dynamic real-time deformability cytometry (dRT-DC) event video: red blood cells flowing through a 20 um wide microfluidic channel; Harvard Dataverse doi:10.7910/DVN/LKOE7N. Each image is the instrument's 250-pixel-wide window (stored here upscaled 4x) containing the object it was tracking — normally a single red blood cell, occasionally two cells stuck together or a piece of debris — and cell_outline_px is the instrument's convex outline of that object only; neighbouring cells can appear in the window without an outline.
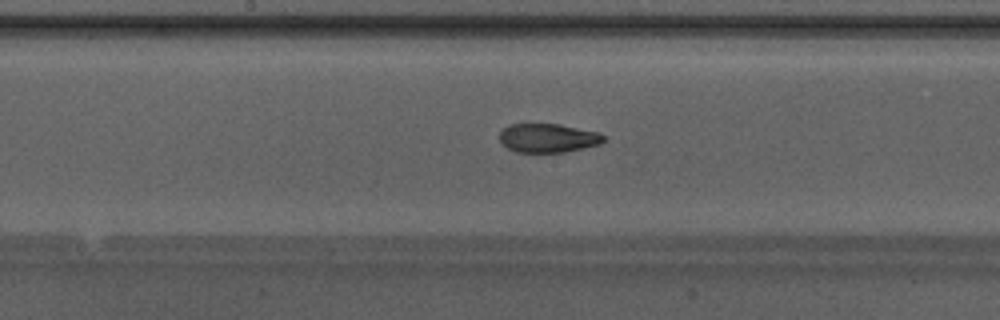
{"species": "Egyptian fruit bat (a non-hibernating species)", "species_latin": "Rousettus aegyptiacus", "temperature_condition": "warm", "stored_images_in_passage": 36, "camera_frame_rate_fps": 3000, "um_per_image_px": 0.085, "animal": {"sex": "male"}, "frame": {"image": 1, "passage_image": 21, "time_ms": 6.667, "image_size_px": [1000, 320], "cell_outline_px": [[608, 136], [600, 144], [564, 152], [516, 152], [500, 144], [500, 132], [508, 124], [560, 124], [600, 132]], "centroid_in_image_um": [46.6, 11.72], "position_along_channel_um": 201.6, "area_um2": 17.69}, "authors_computed_cell_mechanics": {"area_um2": 18.4093, "velocity_mm_per_s": 4.2607, "shape_relaxation_time_tau1_ms": 3.6326, "shape_relaxation_time_tau2_ms": 1.1251, "deformation_change_tau1": 0.165, "deformation_change_tau2": 0.0854}}